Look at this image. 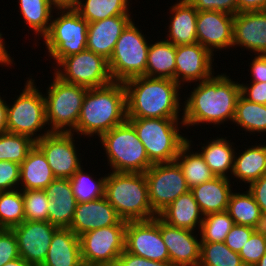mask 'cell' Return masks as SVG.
Segmentation results:
<instances>
[{
    "instance_id": "obj_1",
    "label": "cell",
    "mask_w": 266,
    "mask_h": 266,
    "mask_svg": "<svg viewBox=\"0 0 266 266\" xmlns=\"http://www.w3.org/2000/svg\"><path fill=\"white\" fill-rule=\"evenodd\" d=\"M216 73L206 80L193 83V90L183 95L182 121L185 129L202 124L221 129L220 125L224 126L225 122H233L241 95L239 78L235 81L230 78V73Z\"/></svg>"
},
{
    "instance_id": "obj_2",
    "label": "cell",
    "mask_w": 266,
    "mask_h": 266,
    "mask_svg": "<svg viewBox=\"0 0 266 266\" xmlns=\"http://www.w3.org/2000/svg\"><path fill=\"white\" fill-rule=\"evenodd\" d=\"M123 83L127 118H183L180 91L184 88L174 80L137 76Z\"/></svg>"
},
{
    "instance_id": "obj_3",
    "label": "cell",
    "mask_w": 266,
    "mask_h": 266,
    "mask_svg": "<svg viewBox=\"0 0 266 266\" xmlns=\"http://www.w3.org/2000/svg\"><path fill=\"white\" fill-rule=\"evenodd\" d=\"M126 120V89L123 82L113 81L106 86L87 90L77 127L72 132L89 141L90 137L99 139Z\"/></svg>"
},
{
    "instance_id": "obj_4",
    "label": "cell",
    "mask_w": 266,
    "mask_h": 266,
    "mask_svg": "<svg viewBox=\"0 0 266 266\" xmlns=\"http://www.w3.org/2000/svg\"><path fill=\"white\" fill-rule=\"evenodd\" d=\"M105 197L123 221H145L157 216L151 208L144 173L109 171Z\"/></svg>"
},
{
    "instance_id": "obj_5",
    "label": "cell",
    "mask_w": 266,
    "mask_h": 266,
    "mask_svg": "<svg viewBox=\"0 0 266 266\" xmlns=\"http://www.w3.org/2000/svg\"><path fill=\"white\" fill-rule=\"evenodd\" d=\"M135 128L152 164L175 161L188 141L182 118H127ZM181 120V121H180ZM182 129L180 130V128Z\"/></svg>"
},
{
    "instance_id": "obj_6",
    "label": "cell",
    "mask_w": 266,
    "mask_h": 266,
    "mask_svg": "<svg viewBox=\"0 0 266 266\" xmlns=\"http://www.w3.org/2000/svg\"><path fill=\"white\" fill-rule=\"evenodd\" d=\"M110 171L145 173L153 164L133 125L126 120L104 133L99 142Z\"/></svg>"
},
{
    "instance_id": "obj_7",
    "label": "cell",
    "mask_w": 266,
    "mask_h": 266,
    "mask_svg": "<svg viewBox=\"0 0 266 266\" xmlns=\"http://www.w3.org/2000/svg\"><path fill=\"white\" fill-rule=\"evenodd\" d=\"M32 77L29 75L26 78L22 92L12 98L15 99L13 103L8 104L7 132L29 136L36 142L50 133V130L46 127L48 124L42 88L37 87L36 80Z\"/></svg>"
},
{
    "instance_id": "obj_8",
    "label": "cell",
    "mask_w": 266,
    "mask_h": 266,
    "mask_svg": "<svg viewBox=\"0 0 266 266\" xmlns=\"http://www.w3.org/2000/svg\"><path fill=\"white\" fill-rule=\"evenodd\" d=\"M57 12V13H56ZM48 33L42 38L47 60L57 65L62 59L87 49L88 22L74 8H57Z\"/></svg>"
},
{
    "instance_id": "obj_9",
    "label": "cell",
    "mask_w": 266,
    "mask_h": 266,
    "mask_svg": "<svg viewBox=\"0 0 266 266\" xmlns=\"http://www.w3.org/2000/svg\"><path fill=\"white\" fill-rule=\"evenodd\" d=\"M52 75L43 94L48 128L50 132H72L77 127L88 88L64 82L53 72Z\"/></svg>"
},
{
    "instance_id": "obj_10",
    "label": "cell",
    "mask_w": 266,
    "mask_h": 266,
    "mask_svg": "<svg viewBox=\"0 0 266 266\" xmlns=\"http://www.w3.org/2000/svg\"><path fill=\"white\" fill-rule=\"evenodd\" d=\"M135 23L133 19L122 31L108 61L113 81L124 82L145 74L151 40Z\"/></svg>"
},
{
    "instance_id": "obj_11",
    "label": "cell",
    "mask_w": 266,
    "mask_h": 266,
    "mask_svg": "<svg viewBox=\"0 0 266 266\" xmlns=\"http://www.w3.org/2000/svg\"><path fill=\"white\" fill-rule=\"evenodd\" d=\"M53 71L62 81L88 89L113 82L108 60L88 49L65 57L54 66Z\"/></svg>"
},
{
    "instance_id": "obj_12",
    "label": "cell",
    "mask_w": 266,
    "mask_h": 266,
    "mask_svg": "<svg viewBox=\"0 0 266 266\" xmlns=\"http://www.w3.org/2000/svg\"><path fill=\"white\" fill-rule=\"evenodd\" d=\"M75 136L73 132H50L35 143L58 179H70L84 163L77 147V142H82Z\"/></svg>"
},
{
    "instance_id": "obj_13",
    "label": "cell",
    "mask_w": 266,
    "mask_h": 266,
    "mask_svg": "<svg viewBox=\"0 0 266 266\" xmlns=\"http://www.w3.org/2000/svg\"><path fill=\"white\" fill-rule=\"evenodd\" d=\"M126 225L102 227L79 236L82 262L115 266L118 257L125 250Z\"/></svg>"
},
{
    "instance_id": "obj_14",
    "label": "cell",
    "mask_w": 266,
    "mask_h": 266,
    "mask_svg": "<svg viewBox=\"0 0 266 266\" xmlns=\"http://www.w3.org/2000/svg\"><path fill=\"white\" fill-rule=\"evenodd\" d=\"M144 174L151 208L157 215L180 195L190 191L176 161L153 164Z\"/></svg>"
},
{
    "instance_id": "obj_15",
    "label": "cell",
    "mask_w": 266,
    "mask_h": 266,
    "mask_svg": "<svg viewBox=\"0 0 266 266\" xmlns=\"http://www.w3.org/2000/svg\"><path fill=\"white\" fill-rule=\"evenodd\" d=\"M125 250L152 261L170 262L159 229V216L145 221H129L125 228Z\"/></svg>"
},
{
    "instance_id": "obj_16",
    "label": "cell",
    "mask_w": 266,
    "mask_h": 266,
    "mask_svg": "<svg viewBox=\"0 0 266 266\" xmlns=\"http://www.w3.org/2000/svg\"><path fill=\"white\" fill-rule=\"evenodd\" d=\"M214 56L201 44L176 46L175 82L188 90V86L210 78L214 73ZM192 83V84H191Z\"/></svg>"
},
{
    "instance_id": "obj_17",
    "label": "cell",
    "mask_w": 266,
    "mask_h": 266,
    "mask_svg": "<svg viewBox=\"0 0 266 266\" xmlns=\"http://www.w3.org/2000/svg\"><path fill=\"white\" fill-rule=\"evenodd\" d=\"M234 15L221 11H198L196 32L198 43L213 56L233 46ZM227 49V51H226ZM229 49V50H228ZM216 51H218L216 53Z\"/></svg>"
},
{
    "instance_id": "obj_18",
    "label": "cell",
    "mask_w": 266,
    "mask_h": 266,
    "mask_svg": "<svg viewBox=\"0 0 266 266\" xmlns=\"http://www.w3.org/2000/svg\"><path fill=\"white\" fill-rule=\"evenodd\" d=\"M58 228L48 221L28 220L12 228L18 243L19 257L31 265L43 264Z\"/></svg>"
},
{
    "instance_id": "obj_19",
    "label": "cell",
    "mask_w": 266,
    "mask_h": 266,
    "mask_svg": "<svg viewBox=\"0 0 266 266\" xmlns=\"http://www.w3.org/2000/svg\"><path fill=\"white\" fill-rule=\"evenodd\" d=\"M159 229L173 266L199 265L201 243L200 237H198L200 236L199 232L174 227L165 223L160 217Z\"/></svg>"
},
{
    "instance_id": "obj_20",
    "label": "cell",
    "mask_w": 266,
    "mask_h": 266,
    "mask_svg": "<svg viewBox=\"0 0 266 266\" xmlns=\"http://www.w3.org/2000/svg\"><path fill=\"white\" fill-rule=\"evenodd\" d=\"M253 55H266V10L246 11L234 15L233 46Z\"/></svg>"
},
{
    "instance_id": "obj_21",
    "label": "cell",
    "mask_w": 266,
    "mask_h": 266,
    "mask_svg": "<svg viewBox=\"0 0 266 266\" xmlns=\"http://www.w3.org/2000/svg\"><path fill=\"white\" fill-rule=\"evenodd\" d=\"M116 224H127L104 196L85 203H77L70 228L78 237L82 234Z\"/></svg>"
},
{
    "instance_id": "obj_22",
    "label": "cell",
    "mask_w": 266,
    "mask_h": 266,
    "mask_svg": "<svg viewBox=\"0 0 266 266\" xmlns=\"http://www.w3.org/2000/svg\"><path fill=\"white\" fill-rule=\"evenodd\" d=\"M133 19L131 15H117L88 23L87 49L109 61L118 38Z\"/></svg>"
},
{
    "instance_id": "obj_23",
    "label": "cell",
    "mask_w": 266,
    "mask_h": 266,
    "mask_svg": "<svg viewBox=\"0 0 266 266\" xmlns=\"http://www.w3.org/2000/svg\"><path fill=\"white\" fill-rule=\"evenodd\" d=\"M170 6L165 40L177 45L197 43L196 22L198 11L187 0H176ZM168 30V31H167Z\"/></svg>"
},
{
    "instance_id": "obj_24",
    "label": "cell",
    "mask_w": 266,
    "mask_h": 266,
    "mask_svg": "<svg viewBox=\"0 0 266 266\" xmlns=\"http://www.w3.org/2000/svg\"><path fill=\"white\" fill-rule=\"evenodd\" d=\"M44 191L49 200L48 222L57 227L68 228L77 206L69 179L56 178Z\"/></svg>"
},
{
    "instance_id": "obj_25",
    "label": "cell",
    "mask_w": 266,
    "mask_h": 266,
    "mask_svg": "<svg viewBox=\"0 0 266 266\" xmlns=\"http://www.w3.org/2000/svg\"><path fill=\"white\" fill-rule=\"evenodd\" d=\"M245 146L248 148L244 147V150H239L236 148L234 154L233 170L230 178L231 180L232 178L234 180L232 181L233 185L235 182L237 183V186L240 183L242 184L241 189L238 187L240 191L242 190V186H247L266 174L265 142H263V144L260 142V144L254 143L251 146Z\"/></svg>"
},
{
    "instance_id": "obj_26",
    "label": "cell",
    "mask_w": 266,
    "mask_h": 266,
    "mask_svg": "<svg viewBox=\"0 0 266 266\" xmlns=\"http://www.w3.org/2000/svg\"><path fill=\"white\" fill-rule=\"evenodd\" d=\"M218 136H213V138L209 137L210 139H206L207 142L205 143L198 142L199 144H196V150L199 149L198 151L215 177H225L230 179L233 170L234 154L236 151V147H234L235 143L230 142L232 139L227 138V136L224 137L225 135L221 136L220 134Z\"/></svg>"
},
{
    "instance_id": "obj_27",
    "label": "cell",
    "mask_w": 266,
    "mask_h": 266,
    "mask_svg": "<svg viewBox=\"0 0 266 266\" xmlns=\"http://www.w3.org/2000/svg\"><path fill=\"white\" fill-rule=\"evenodd\" d=\"M82 263L79 237L70 228L59 227L52 237L45 266H79Z\"/></svg>"
},
{
    "instance_id": "obj_28",
    "label": "cell",
    "mask_w": 266,
    "mask_h": 266,
    "mask_svg": "<svg viewBox=\"0 0 266 266\" xmlns=\"http://www.w3.org/2000/svg\"><path fill=\"white\" fill-rule=\"evenodd\" d=\"M231 179L214 177L212 180L190 189L203 215L227 210L233 190Z\"/></svg>"
},
{
    "instance_id": "obj_29",
    "label": "cell",
    "mask_w": 266,
    "mask_h": 266,
    "mask_svg": "<svg viewBox=\"0 0 266 266\" xmlns=\"http://www.w3.org/2000/svg\"><path fill=\"white\" fill-rule=\"evenodd\" d=\"M158 216L174 227L190 229L199 232L204 218L199 205L191 191L180 195L163 209Z\"/></svg>"
},
{
    "instance_id": "obj_30",
    "label": "cell",
    "mask_w": 266,
    "mask_h": 266,
    "mask_svg": "<svg viewBox=\"0 0 266 266\" xmlns=\"http://www.w3.org/2000/svg\"><path fill=\"white\" fill-rule=\"evenodd\" d=\"M55 179L44 153L34 145L20 164L19 189L44 190Z\"/></svg>"
},
{
    "instance_id": "obj_31",
    "label": "cell",
    "mask_w": 266,
    "mask_h": 266,
    "mask_svg": "<svg viewBox=\"0 0 266 266\" xmlns=\"http://www.w3.org/2000/svg\"><path fill=\"white\" fill-rule=\"evenodd\" d=\"M17 3H19L18 12L23 17L24 26L30 29H28V34L31 31L32 35L34 34L33 38L38 39H34V44L32 43V45H41L42 42L39 43L38 41H41L48 33L54 11L57 7L50 0H17Z\"/></svg>"
},
{
    "instance_id": "obj_32",
    "label": "cell",
    "mask_w": 266,
    "mask_h": 266,
    "mask_svg": "<svg viewBox=\"0 0 266 266\" xmlns=\"http://www.w3.org/2000/svg\"><path fill=\"white\" fill-rule=\"evenodd\" d=\"M176 46L163 37L151 40L147 56V67L143 76L151 78H167L175 81Z\"/></svg>"
},
{
    "instance_id": "obj_33",
    "label": "cell",
    "mask_w": 266,
    "mask_h": 266,
    "mask_svg": "<svg viewBox=\"0 0 266 266\" xmlns=\"http://www.w3.org/2000/svg\"><path fill=\"white\" fill-rule=\"evenodd\" d=\"M187 137L188 141L181 147L175 161L180 166L187 185L192 189L197 185L212 180L215 175L206 164L200 152L194 151V149H196L194 147L195 144L191 138L189 139V136Z\"/></svg>"
},
{
    "instance_id": "obj_34",
    "label": "cell",
    "mask_w": 266,
    "mask_h": 266,
    "mask_svg": "<svg viewBox=\"0 0 266 266\" xmlns=\"http://www.w3.org/2000/svg\"><path fill=\"white\" fill-rule=\"evenodd\" d=\"M232 125L249 133V136L266 134V105L251 102L242 95L238 98ZM240 127V128H239ZM264 133V134H263Z\"/></svg>"
},
{
    "instance_id": "obj_35",
    "label": "cell",
    "mask_w": 266,
    "mask_h": 266,
    "mask_svg": "<svg viewBox=\"0 0 266 266\" xmlns=\"http://www.w3.org/2000/svg\"><path fill=\"white\" fill-rule=\"evenodd\" d=\"M132 0H78L74 9L88 23L117 15H132Z\"/></svg>"
},
{
    "instance_id": "obj_36",
    "label": "cell",
    "mask_w": 266,
    "mask_h": 266,
    "mask_svg": "<svg viewBox=\"0 0 266 266\" xmlns=\"http://www.w3.org/2000/svg\"><path fill=\"white\" fill-rule=\"evenodd\" d=\"M236 189L230 194L226 211L236 225L253 228L262 213L261 209L248 189L244 192H236Z\"/></svg>"
},
{
    "instance_id": "obj_37",
    "label": "cell",
    "mask_w": 266,
    "mask_h": 266,
    "mask_svg": "<svg viewBox=\"0 0 266 266\" xmlns=\"http://www.w3.org/2000/svg\"><path fill=\"white\" fill-rule=\"evenodd\" d=\"M83 167L84 165L69 179L77 203H85L104 197L107 174L94 178L93 173L87 172Z\"/></svg>"
},
{
    "instance_id": "obj_38",
    "label": "cell",
    "mask_w": 266,
    "mask_h": 266,
    "mask_svg": "<svg viewBox=\"0 0 266 266\" xmlns=\"http://www.w3.org/2000/svg\"><path fill=\"white\" fill-rule=\"evenodd\" d=\"M198 266H244L239 253L224 242H201Z\"/></svg>"
},
{
    "instance_id": "obj_39",
    "label": "cell",
    "mask_w": 266,
    "mask_h": 266,
    "mask_svg": "<svg viewBox=\"0 0 266 266\" xmlns=\"http://www.w3.org/2000/svg\"><path fill=\"white\" fill-rule=\"evenodd\" d=\"M24 220L21 189L0 192V229H12Z\"/></svg>"
},
{
    "instance_id": "obj_40",
    "label": "cell",
    "mask_w": 266,
    "mask_h": 266,
    "mask_svg": "<svg viewBox=\"0 0 266 266\" xmlns=\"http://www.w3.org/2000/svg\"><path fill=\"white\" fill-rule=\"evenodd\" d=\"M35 143L26 135L10 132L0 134V161H12L20 165Z\"/></svg>"
},
{
    "instance_id": "obj_41",
    "label": "cell",
    "mask_w": 266,
    "mask_h": 266,
    "mask_svg": "<svg viewBox=\"0 0 266 266\" xmlns=\"http://www.w3.org/2000/svg\"><path fill=\"white\" fill-rule=\"evenodd\" d=\"M235 225L227 211L204 215L199 231L201 242H224Z\"/></svg>"
},
{
    "instance_id": "obj_42",
    "label": "cell",
    "mask_w": 266,
    "mask_h": 266,
    "mask_svg": "<svg viewBox=\"0 0 266 266\" xmlns=\"http://www.w3.org/2000/svg\"><path fill=\"white\" fill-rule=\"evenodd\" d=\"M25 220L48 221V196L44 190H21Z\"/></svg>"
},
{
    "instance_id": "obj_43",
    "label": "cell",
    "mask_w": 266,
    "mask_h": 266,
    "mask_svg": "<svg viewBox=\"0 0 266 266\" xmlns=\"http://www.w3.org/2000/svg\"><path fill=\"white\" fill-rule=\"evenodd\" d=\"M266 253V238L253 233L242 247L239 255L244 266H255Z\"/></svg>"
},
{
    "instance_id": "obj_44",
    "label": "cell",
    "mask_w": 266,
    "mask_h": 266,
    "mask_svg": "<svg viewBox=\"0 0 266 266\" xmlns=\"http://www.w3.org/2000/svg\"><path fill=\"white\" fill-rule=\"evenodd\" d=\"M20 165L12 161H0V192L19 189Z\"/></svg>"
},
{
    "instance_id": "obj_45",
    "label": "cell",
    "mask_w": 266,
    "mask_h": 266,
    "mask_svg": "<svg viewBox=\"0 0 266 266\" xmlns=\"http://www.w3.org/2000/svg\"><path fill=\"white\" fill-rule=\"evenodd\" d=\"M19 257L16 236L12 229L0 230V266Z\"/></svg>"
},
{
    "instance_id": "obj_46",
    "label": "cell",
    "mask_w": 266,
    "mask_h": 266,
    "mask_svg": "<svg viewBox=\"0 0 266 266\" xmlns=\"http://www.w3.org/2000/svg\"><path fill=\"white\" fill-rule=\"evenodd\" d=\"M197 11H221L237 14V0H187Z\"/></svg>"
},
{
    "instance_id": "obj_47",
    "label": "cell",
    "mask_w": 266,
    "mask_h": 266,
    "mask_svg": "<svg viewBox=\"0 0 266 266\" xmlns=\"http://www.w3.org/2000/svg\"><path fill=\"white\" fill-rule=\"evenodd\" d=\"M253 233L252 227L235 224L227 234L224 243L233 252L239 253Z\"/></svg>"
},
{
    "instance_id": "obj_48",
    "label": "cell",
    "mask_w": 266,
    "mask_h": 266,
    "mask_svg": "<svg viewBox=\"0 0 266 266\" xmlns=\"http://www.w3.org/2000/svg\"><path fill=\"white\" fill-rule=\"evenodd\" d=\"M241 95L254 103L266 105V82L240 83Z\"/></svg>"
},
{
    "instance_id": "obj_49",
    "label": "cell",
    "mask_w": 266,
    "mask_h": 266,
    "mask_svg": "<svg viewBox=\"0 0 266 266\" xmlns=\"http://www.w3.org/2000/svg\"><path fill=\"white\" fill-rule=\"evenodd\" d=\"M115 266H173L170 262L152 261L133 255L124 250L118 257Z\"/></svg>"
},
{
    "instance_id": "obj_50",
    "label": "cell",
    "mask_w": 266,
    "mask_h": 266,
    "mask_svg": "<svg viewBox=\"0 0 266 266\" xmlns=\"http://www.w3.org/2000/svg\"><path fill=\"white\" fill-rule=\"evenodd\" d=\"M254 56V57H252ZM253 60L248 63V72L250 70L251 74L249 77L251 78L250 80L246 82H266V55L264 54H256V55H251Z\"/></svg>"
},
{
    "instance_id": "obj_51",
    "label": "cell",
    "mask_w": 266,
    "mask_h": 266,
    "mask_svg": "<svg viewBox=\"0 0 266 266\" xmlns=\"http://www.w3.org/2000/svg\"><path fill=\"white\" fill-rule=\"evenodd\" d=\"M248 191L252 194L262 213H266V174L258 180L247 185Z\"/></svg>"
},
{
    "instance_id": "obj_52",
    "label": "cell",
    "mask_w": 266,
    "mask_h": 266,
    "mask_svg": "<svg viewBox=\"0 0 266 266\" xmlns=\"http://www.w3.org/2000/svg\"><path fill=\"white\" fill-rule=\"evenodd\" d=\"M266 10V0H237V13Z\"/></svg>"
},
{
    "instance_id": "obj_53",
    "label": "cell",
    "mask_w": 266,
    "mask_h": 266,
    "mask_svg": "<svg viewBox=\"0 0 266 266\" xmlns=\"http://www.w3.org/2000/svg\"><path fill=\"white\" fill-rule=\"evenodd\" d=\"M4 34H2V32H0V67L3 66L2 68L5 67H9L11 69V67L16 63H14V58L11 57L12 54H10L11 52H8V49L10 46L6 47L7 41H5L6 39H4L5 37H3Z\"/></svg>"
},
{
    "instance_id": "obj_54",
    "label": "cell",
    "mask_w": 266,
    "mask_h": 266,
    "mask_svg": "<svg viewBox=\"0 0 266 266\" xmlns=\"http://www.w3.org/2000/svg\"><path fill=\"white\" fill-rule=\"evenodd\" d=\"M0 92V134L7 132V107L8 101L6 96L1 97ZM4 98V99H3Z\"/></svg>"
},
{
    "instance_id": "obj_55",
    "label": "cell",
    "mask_w": 266,
    "mask_h": 266,
    "mask_svg": "<svg viewBox=\"0 0 266 266\" xmlns=\"http://www.w3.org/2000/svg\"><path fill=\"white\" fill-rule=\"evenodd\" d=\"M254 233L266 238V213H261L254 227Z\"/></svg>"
},
{
    "instance_id": "obj_56",
    "label": "cell",
    "mask_w": 266,
    "mask_h": 266,
    "mask_svg": "<svg viewBox=\"0 0 266 266\" xmlns=\"http://www.w3.org/2000/svg\"><path fill=\"white\" fill-rule=\"evenodd\" d=\"M57 8H74L78 0H50Z\"/></svg>"
},
{
    "instance_id": "obj_57",
    "label": "cell",
    "mask_w": 266,
    "mask_h": 266,
    "mask_svg": "<svg viewBox=\"0 0 266 266\" xmlns=\"http://www.w3.org/2000/svg\"><path fill=\"white\" fill-rule=\"evenodd\" d=\"M3 266H31V264L27 263L23 258L18 257L17 259L10 261Z\"/></svg>"
},
{
    "instance_id": "obj_58",
    "label": "cell",
    "mask_w": 266,
    "mask_h": 266,
    "mask_svg": "<svg viewBox=\"0 0 266 266\" xmlns=\"http://www.w3.org/2000/svg\"><path fill=\"white\" fill-rule=\"evenodd\" d=\"M255 266H266V253L261 257Z\"/></svg>"
},
{
    "instance_id": "obj_59",
    "label": "cell",
    "mask_w": 266,
    "mask_h": 266,
    "mask_svg": "<svg viewBox=\"0 0 266 266\" xmlns=\"http://www.w3.org/2000/svg\"><path fill=\"white\" fill-rule=\"evenodd\" d=\"M79 266H102V265H99V264H89V263L82 262Z\"/></svg>"
},
{
    "instance_id": "obj_60",
    "label": "cell",
    "mask_w": 266,
    "mask_h": 266,
    "mask_svg": "<svg viewBox=\"0 0 266 266\" xmlns=\"http://www.w3.org/2000/svg\"><path fill=\"white\" fill-rule=\"evenodd\" d=\"M31 266H45L43 264H32Z\"/></svg>"
}]
</instances>
